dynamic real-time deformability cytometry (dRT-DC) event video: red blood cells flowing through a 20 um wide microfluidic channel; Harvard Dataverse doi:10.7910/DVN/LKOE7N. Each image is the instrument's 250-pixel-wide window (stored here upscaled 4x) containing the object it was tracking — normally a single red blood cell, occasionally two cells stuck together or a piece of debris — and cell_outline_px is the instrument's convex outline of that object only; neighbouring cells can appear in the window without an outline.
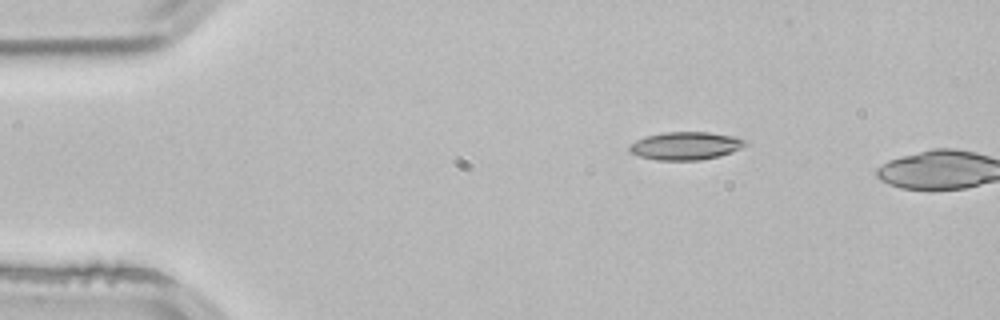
{"species": "common noctule bat (a hibernating species)", "species_latin": "Nyctalus noctula", "temperature_condition": "room temperature", "stored_images_in_passage": 2, "camera_frame_rate_fps": 3000, "um_per_image_px": 0.085, "animal": {"sex": "male", "body_mass_g": 21.5, "forearm_length_mm": 52.0}, "frame": {"image": 1, "passage_image": 1, "time_ms": 0.0, "image_size_px": [1000, 320], "cell_outline_px": [[748, 144], [732, 152], [720, 156], [700, 160], [656, 160], [640, 156], [628, 152], [628, 148], [636, 140], [644, 136], [664, 132], [708, 132], [732, 136], [748, 140]], "centroid_in_image_um": [58.28, 12.39], "position_along_channel_um": 26.7, "area_um2": 18.96}}